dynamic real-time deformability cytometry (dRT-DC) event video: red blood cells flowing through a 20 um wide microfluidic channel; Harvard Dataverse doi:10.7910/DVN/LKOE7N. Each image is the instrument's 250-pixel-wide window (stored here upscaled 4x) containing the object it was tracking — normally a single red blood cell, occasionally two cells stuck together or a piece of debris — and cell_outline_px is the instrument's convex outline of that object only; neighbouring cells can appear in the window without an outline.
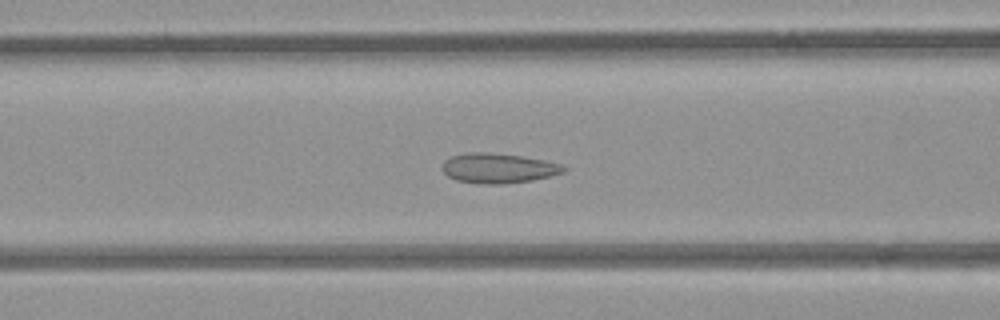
{"species": "common noctule bat (a hibernating species)", "species_latin": "Nyctalus noctula", "temperature_condition": "room temperature", "stored_images_in_passage": 45, "camera_frame_rate_fps": 3000, "um_per_image_px": 0.085, "animal": {"sex": "female", "body_mass_g": 21.9}, "frame": {"image": 1, "passage_image": 21, "time_ms": 6.667, "image_size_px": [1000, 320], "cell_outline_px": [[568, 168], [564, 172], [532, 180], [500, 184], [480, 184], [456, 180], [448, 176], [440, 168], [444, 160], [452, 156], [468, 152], [488, 152], [524, 156], [544, 160], [560, 164]], "centroid_in_image_um": [42.32, 14.29], "position_along_channel_um": 124.3, "area_um2": 21.21}}
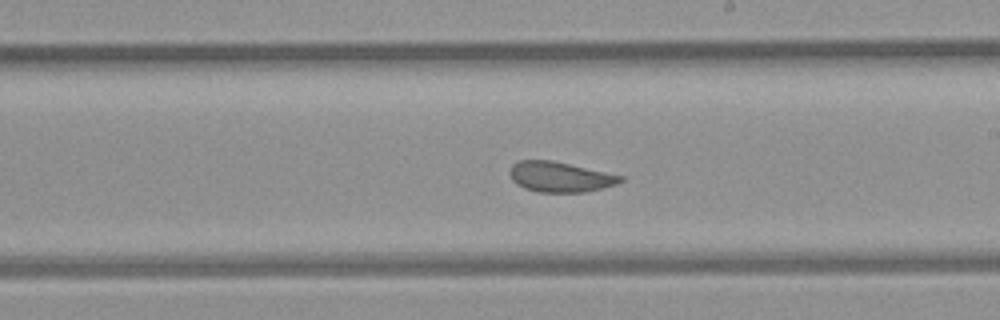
{"frame": {"image": 2, "passage_image": 30, "time_ms": 9.667, "image_size_px": [1000, 320], "cell_outline_px": [[624, 180], [616, 184], [584, 192], [536, 192], [524, 188], [516, 184], [512, 180], [508, 172], [512, 164], [520, 160], [552, 160], [624, 176]], "centroid_in_image_um": [47.56, 15.03], "position_along_channel_um": 241.4, "area_um2": 19.54}}
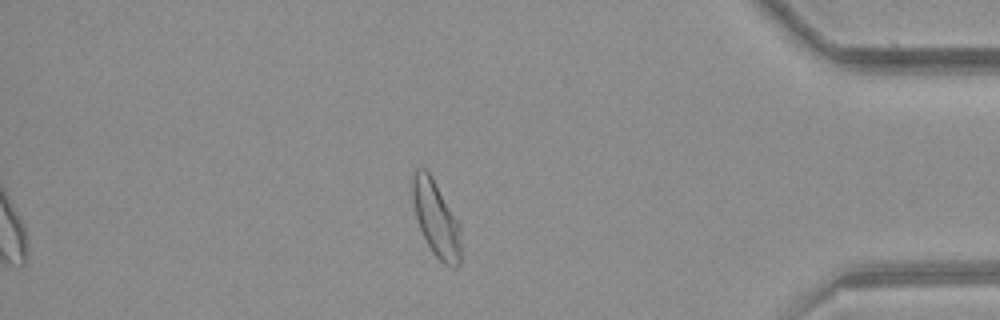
{"frame": {"image": 3, "passage_image": 45, "time_ms": 14.667, "image_size_px": [1000, 320], "cell_outline_px": [[460, 264], [456, 268], [452, 268], [444, 264], [432, 252], [420, 228], [416, 216], [412, 200], [412, 176], [416, 168], [424, 168], [432, 176], [460, 224]], "centroid_in_image_um": [37.07, 18.59], "position_along_channel_um": 398.1, "area_um2": 21.33}, "authors_computed_cell_mechanics": {"area_um2": 21.3282, "velocity_mm_per_s": 3.9071, "shape_relaxation_time_tau1_ms": null, "shape_relaxation_time_tau2_ms": 1.2923, "deformation_change_tau1": null, "deformation_change_tau2": 0.083}}